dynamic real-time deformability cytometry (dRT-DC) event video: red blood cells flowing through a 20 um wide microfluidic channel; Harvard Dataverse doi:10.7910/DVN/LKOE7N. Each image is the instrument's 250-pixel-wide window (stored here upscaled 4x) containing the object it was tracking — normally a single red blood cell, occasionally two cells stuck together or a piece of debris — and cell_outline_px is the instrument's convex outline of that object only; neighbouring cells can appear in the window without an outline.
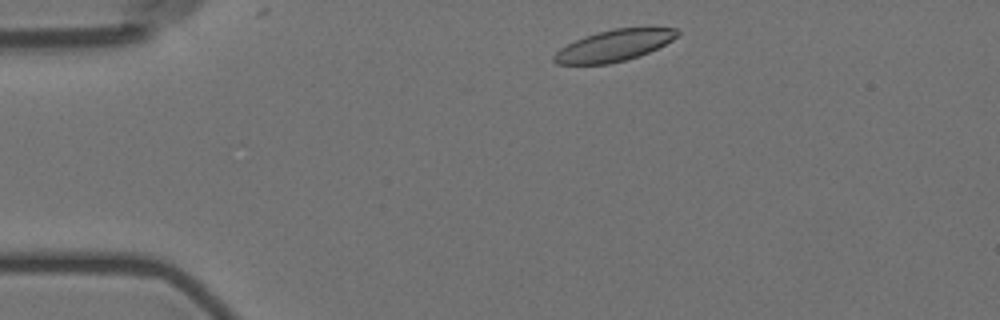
{"species": "Egyptian fruit bat (a non-hibernating species)", "species_latin": "Rousettus aegyptiacus", "temperature_condition": "room temperature", "stored_images_in_passage": 13, "camera_frame_rate_fps": 3000, "um_per_image_px": 0.085, "animal": {"sex": "female"}, "frame": {"image": 1, "passage_image": 1, "time_ms": 0.0, "image_size_px": [1000, 320], "cell_outline_px": [[680, 36], [640, 56], [608, 64], [556, 64], [552, 60], [552, 56], [560, 48], [576, 40], [612, 28], [676, 28], [680, 32]], "centroid_in_image_um": [52.19, 3.88], "position_along_channel_um": 32.8, "area_um2": 22.25}}
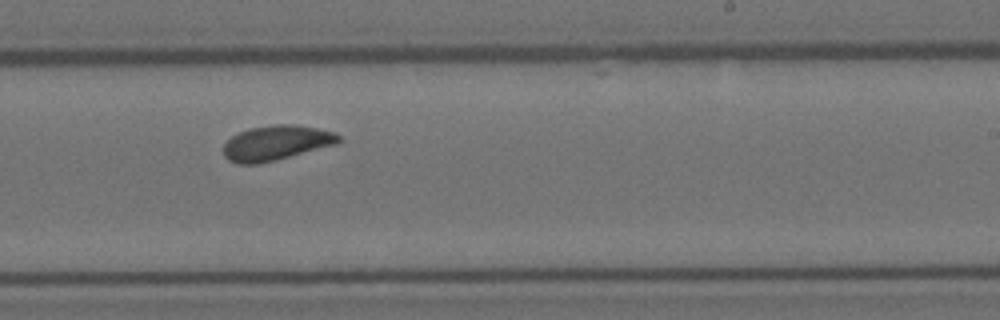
{"frame": {"image": 2, "passage_image": 8, "time_ms": 8.0, "image_size_px": [1000, 320], "cell_outline_px": [[340, 140], [336, 144], [276, 160], [260, 164], [236, 164], [228, 160], [224, 156], [224, 144], [232, 136], [240, 132], [252, 128], [276, 124], [296, 124], [316, 128], [332, 132], [340, 136]], "centroid_in_image_um": [23.45, 12.16], "position_along_channel_um": 265.6, "area_um2": 23.24}}
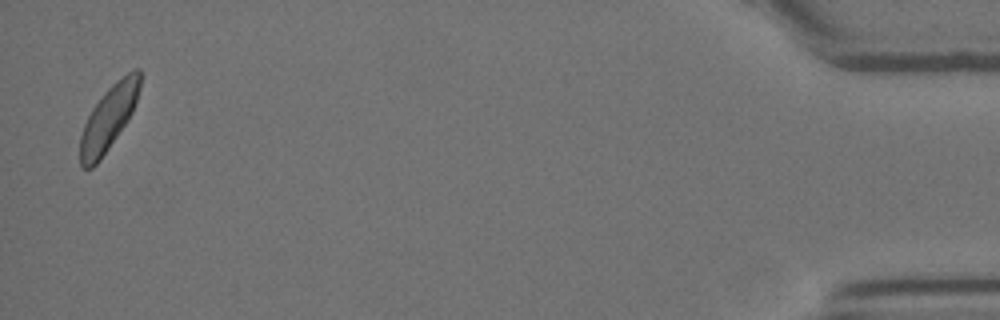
{"frame": {"image": 3, "passage_image": 13, "time_ms": 15.0, "image_size_px": [1000, 320], "cell_outline_px": [[140, 88], [132, 112], [128, 120], [100, 160], [92, 168], [80, 168], [80, 136], [84, 124], [92, 108], [104, 92], [112, 84], [132, 68], [140, 68]], "centroid_in_image_um": [9.23, 10.02], "position_along_channel_um": 426.0, "area_um2": 22.37}, "authors_computed_cell_mechanics": {"area_um2": 23.0622, "velocity_mm_per_s": 3.5424, "shape_relaxation_time_tau1_ms": 3.1325, "shape_relaxation_time_tau2_ms": 1.9119, "deformation_change_tau1": 0.0787, "deformation_change_tau2": 0.0622}}